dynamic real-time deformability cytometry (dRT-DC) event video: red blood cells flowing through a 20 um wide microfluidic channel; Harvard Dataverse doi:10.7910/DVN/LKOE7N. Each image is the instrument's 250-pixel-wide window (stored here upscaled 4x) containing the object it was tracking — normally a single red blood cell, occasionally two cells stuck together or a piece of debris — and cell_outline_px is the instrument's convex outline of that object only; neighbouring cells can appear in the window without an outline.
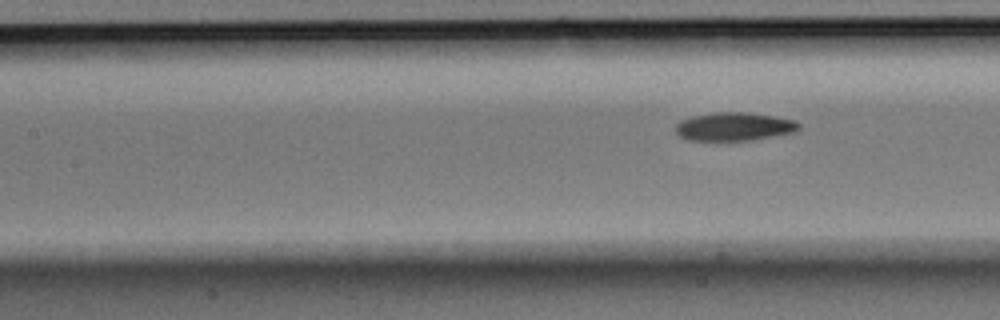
{"species": "Egyptian fruit bat (a non-hibernating species)", "species_latin": "Rousettus aegyptiacus", "temperature_condition": "room temperature", "stored_images_in_passage": 6, "segment_of_instrument_passage": [2, 2], "camera_frame_rate_fps": 3000, "um_per_image_px": 0.085, "animal": {"sex": "male"}, "frame": {"image": 1, "passage_image": 6, "time_ms": 1.667, "image_size_px": [1000, 320], "cell_outline_px": [[800, 128], [796, 132], [752, 140], [720, 144], [688, 140], [680, 136], [676, 132], [676, 124], [680, 120], [692, 116], [712, 112], [744, 112], [776, 116], [796, 120], [800, 124]], "centroid_in_image_um": [62.38, 10.8], "position_along_channel_um": 145.0, "area_um2": 21.44}}